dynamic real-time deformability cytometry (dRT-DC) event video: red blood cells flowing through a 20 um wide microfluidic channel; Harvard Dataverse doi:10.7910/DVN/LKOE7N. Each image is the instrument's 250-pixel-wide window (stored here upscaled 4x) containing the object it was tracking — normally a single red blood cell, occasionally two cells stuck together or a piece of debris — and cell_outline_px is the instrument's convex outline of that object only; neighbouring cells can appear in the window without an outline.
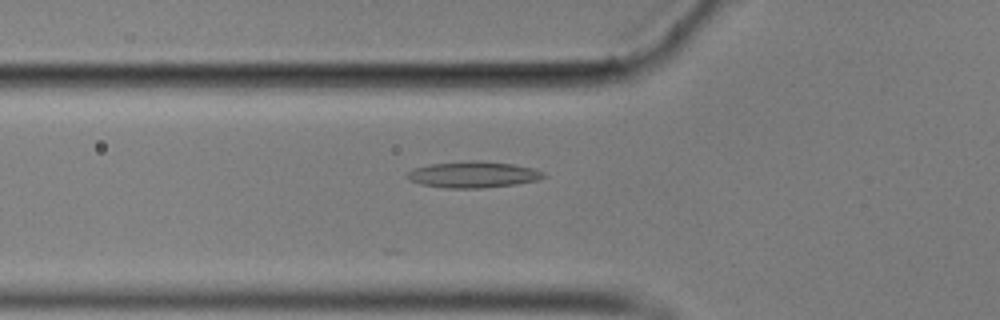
{"species": "common noctule bat (a hibernating species)", "species_latin": "Nyctalus noctula", "temperature_condition": "cold", "stored_images_in_passage": 42, "camera_frame_rate_fps": 3000, "um_per_image_px": 0.085, "animal": {"sex": "male", "body_mass_g": 17.9}, "frame": {"image": 1, "passage_image": 4, "time_ms": 1.0, "image_size_px": [1000, 320], "cell_outline_px": [[548, 176], [536, 180], [516, 184], [480, 188], [448, 188], [420, 184], [404, 176], [412, 168], [428, 164], [468, 160], [480, 160], [512, 164], [532, 168], [544, 172]], "centroid_in_image_um": [40.2, 14.82], "position_along_channel_um": 85.6, "area_um2": 20.98}}
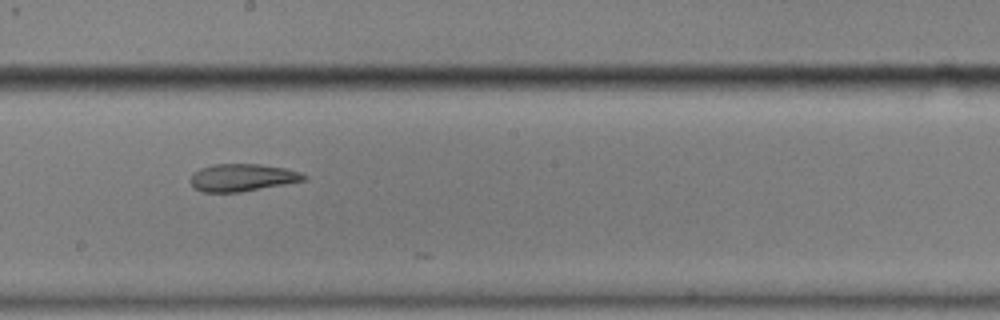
{"frame": {"image": 2, "passage_image": 16, "time_ms": 5.0, "image_size_px": [1000, 320], "cell_outline_px": [[308, 176], [304, 180], [284, 184], [240, 192], [200, 192], [192, 184], [192, 172], [200, 168], [212, 164], [260, 164], [284, 168], [300, 172]], "centroid_in_image_um": [20.58, 15.08], "position_along_channel_um": 227.6, "area_um2": 17.98}}
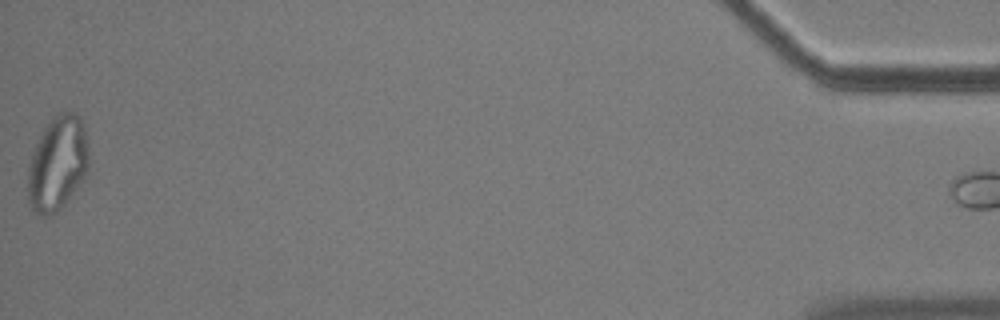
{"frame": {"image": 3, "passage_image": 41, "time_ms": 13.333, "image_size_px": [1000, 320], "cell_outline_px": [[88, 168], [64, 204], [52, 216], [40, 216], [32, 208], [28, 200], [28, 164], [32, 152], [44, 128], [52, 116], [60, 112], [76, 112], [80, 116], [88, 140]], "centroid_in_image_um": [4.87, 13.86], "position_along_channel_um": 430.3, "area_um2": 33.35}}